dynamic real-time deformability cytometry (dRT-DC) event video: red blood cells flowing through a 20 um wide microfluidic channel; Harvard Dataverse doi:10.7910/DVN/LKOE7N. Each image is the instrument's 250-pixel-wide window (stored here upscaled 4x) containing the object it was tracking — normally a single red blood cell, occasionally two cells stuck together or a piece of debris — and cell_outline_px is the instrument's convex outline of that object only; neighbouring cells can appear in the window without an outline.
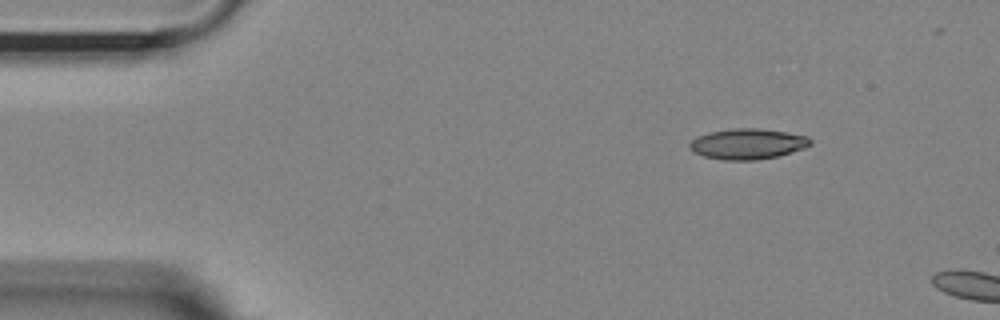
{"species": "Egyptian fruit bat (a non-hibernating species)", "species_latin": "Rousettus aegyptiacus", "temperature_condition": "room temperature", "stored_images_in_passage": 4, "camera_frame_rate_fps": 3000, "um_per_image_px": 0.085, "animal": {"sex": "female"}, "frame": {"image": 1, "passage_image": 1, "time_ms": 0.0, "image_size_px": [1000, 320], "cell_outline_px": [[812, 144], [804, 148], [776, 156], [756, 160], [724, 160], [704, 156], [692, 152], [688, 148], [688, 144], [696, 136], [708, 132], [732, 128], [760, 128], [808, 136], [812, 140]], "centroid_in_image_um": [63.5, 12.22], "position_along_channel_um": 21.5, "area_um2": 21.62}}